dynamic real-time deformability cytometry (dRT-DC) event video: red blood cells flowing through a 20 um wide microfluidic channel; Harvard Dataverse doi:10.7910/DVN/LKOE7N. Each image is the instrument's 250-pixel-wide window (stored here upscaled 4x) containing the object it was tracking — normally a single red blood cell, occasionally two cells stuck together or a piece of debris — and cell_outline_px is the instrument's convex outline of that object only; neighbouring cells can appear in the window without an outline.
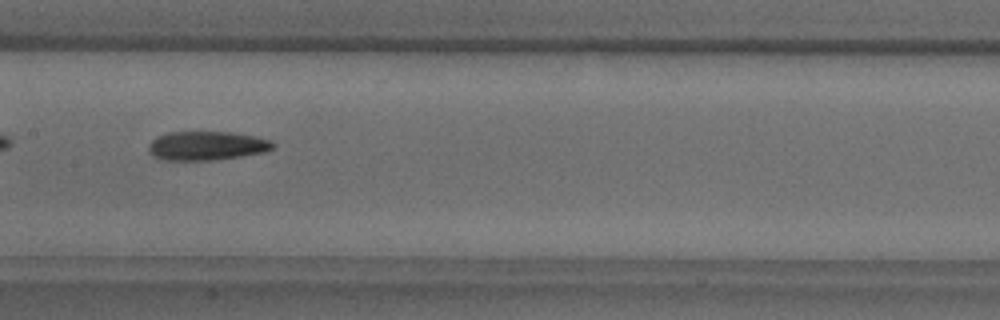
{"species": "common noctule bat (a hibernating species)", "species_latin": "Nyctalus noctula", "temperature_condition": "warm", "stored_images_in_passage": 39, "camera_frame_rate_fps": 3000, "um_per_image_px": 0.085, "animal": {"sex": "male", "body_mass_g": 18.8}, "frame": {"image": 1, "passage_image": 12, "time_ms": 3.667, "image_size_px": [1000, 320], "cell_outline_px": [[276, 144], [272, 148], [264, 152], [240, 156], [212, 160], [164, 160], [152, 156], [148, 152], [148, 144], [156, 136], [168, 132], [232, 132], [256, 136], [272, 140]], "centroid_in_image_um": [17.55, 12.38], "position_along_channel_um": 189.9, "area_um2": 21.15}}
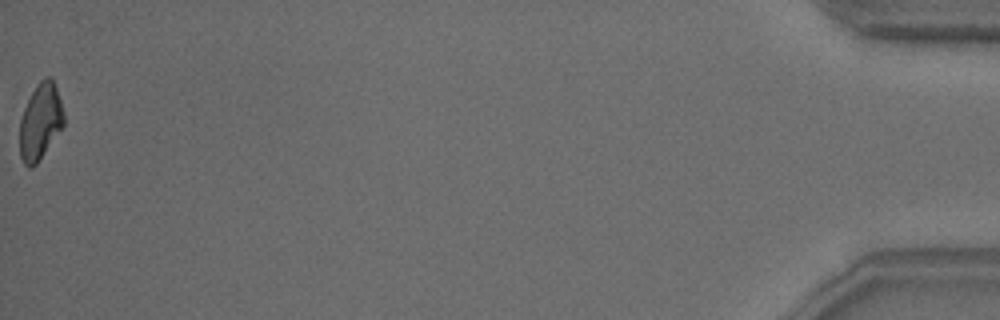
{"frame": {"image": 2, "passage_image": 39, "time_ms": 12.667, "image_size_px": [1000, 320], "cell_outline_px": [[64, 124], [36, 164], [32, 168], [28, 168], [24, 164], [20, 156], [20, 120], [24, 108], [36, 84], [44, 76], [52, 76], [64, 112]], "centroid_in_image_um": [3.42, 10.31], "position_along_channel_um": 431.8, "area_um2": 19.42}, "authors_computed_cell_mechanics": {"area_um2": 20.9814, "velocity_mm_per_s": 3.8345, "shape_relaxation_time_tau1_ms": 5.5705, "shape_relaxation_time_tau2_ms": 6.7611, "deformation_change_tau1": 0.1759, "deformation_change_tau2": 0.1847}}